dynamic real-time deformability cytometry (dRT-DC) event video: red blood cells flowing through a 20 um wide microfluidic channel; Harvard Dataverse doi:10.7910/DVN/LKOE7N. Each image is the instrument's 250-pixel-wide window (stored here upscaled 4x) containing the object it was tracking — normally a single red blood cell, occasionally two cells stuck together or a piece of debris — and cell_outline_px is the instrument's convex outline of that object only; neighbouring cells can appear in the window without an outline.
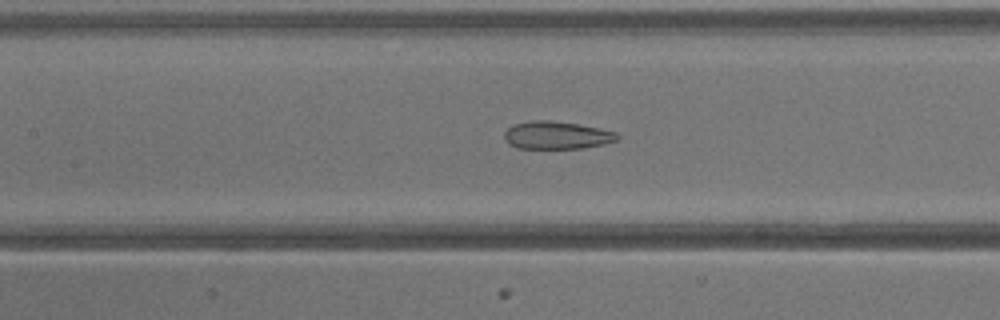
{"species": "common noctule bat (a hibernating species)", "species_latin": "Nyctalus noctula", "temperature_condition": "warm", "stored_images_in_passage": 39, "camera_frame_rate_fps": 3000, "um_per_image_px": 0.085, "animal": {"sex": "male", "body_mass_g": 13.3}, "frame": {"image": 1, "passage_image": 18, "time_ms": 5.667, "image_size_px": [1000, 320], "cell_outline_px": [[620, 136], [616, 140], [604, 144], [584, 148], [516, 148], [508, 144], [504, 140], [504, 132], [512, 124], [532, 120], [548, 120], [576, 124], [600, 128], [616, 132]], "centroid_in_image_um": [47.28, 11.49], "position_along_channel_um": 160.1, "area_um2": 18.32}}
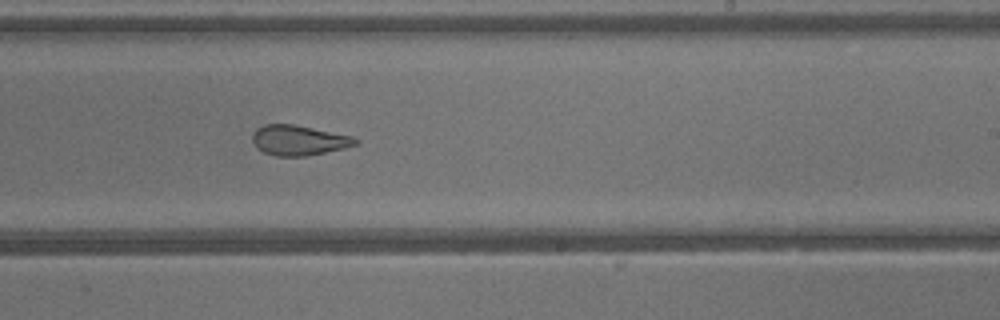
{"frame": {"image": 2, "passage_image": 24, "time_ms": 7.667, "image_size_px": [1000, 320], "cell_outline_px": [[360, 144], [344, 148], [304, 156], [276, 156], [264, 152], [256, 148], [252, 140], [252, 132], [256, 128], [264, 124], [292, 124], [352, 136], [360, 140]], "centroid_in_image_um": [25.37, 11.92], "position_along_channel_um": 263.6, "area_um2": 18.09}}
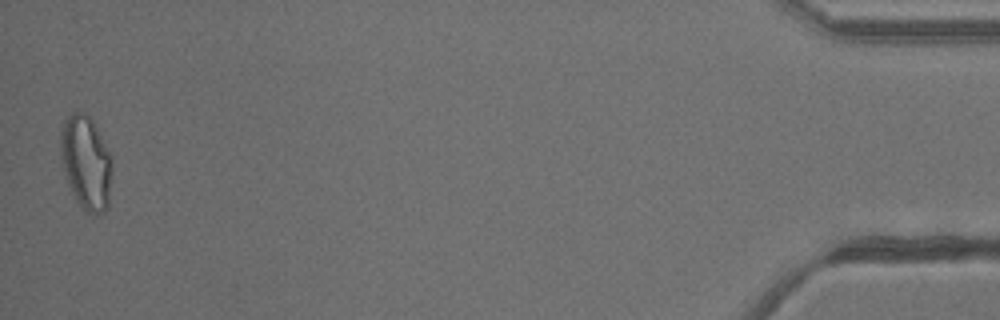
{"frame": {"image": 3, "passage_image": 39, "time_ms": 12.667, "image_size_px": [1000, 320], "cell_outline_px": [[112, 176], [108, 208], [104, 212], [88, 212], [80, 208], [68, 184], [60, 164], [60, 124], [72, 112], [84, 112], [92, 120], [112, 156]], "centroid_in_image_um": [7.29, 13.81], "position_along_channel_um": 427.9, "area_um2": 28.73}}